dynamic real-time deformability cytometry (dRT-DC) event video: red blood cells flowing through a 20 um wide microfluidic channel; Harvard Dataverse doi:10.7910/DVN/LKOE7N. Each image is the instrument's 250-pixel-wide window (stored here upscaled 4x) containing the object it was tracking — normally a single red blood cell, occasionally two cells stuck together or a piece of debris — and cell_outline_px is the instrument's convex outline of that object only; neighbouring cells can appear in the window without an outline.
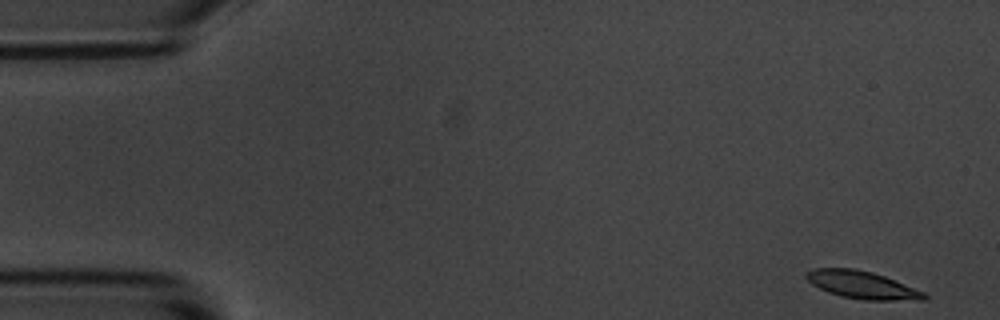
{"species": "common noctule bat (a hibernating species)", "species_latin": "Nyctalus noctula", "temperature_condition": "room temperature", "stored_images_in_passage": 8, "camera_frame_rate_fps": 3000, "um_per_image_px": 0.085, "animal": {"sex": "male", "body_mass_g": 20.1, "forearm_length_mm": 53.5}, "frame": {"image": 1, "passage_image": 1, "time_ms": 0.0, "image_size_px": [1000, 320], "cell_outline_px": [[928, 300], [864, 300], [840, 296], [828, 292], [812, 284], [804, 276], [804, 272], [812, 268], [856, 268], [872, 272], [884, 276], [924, 292], [928, 296]], "centroid_in_image_um": [73.25, 24.21], "position_along_channel_um": 11.7, "area_um2": 19.02}}
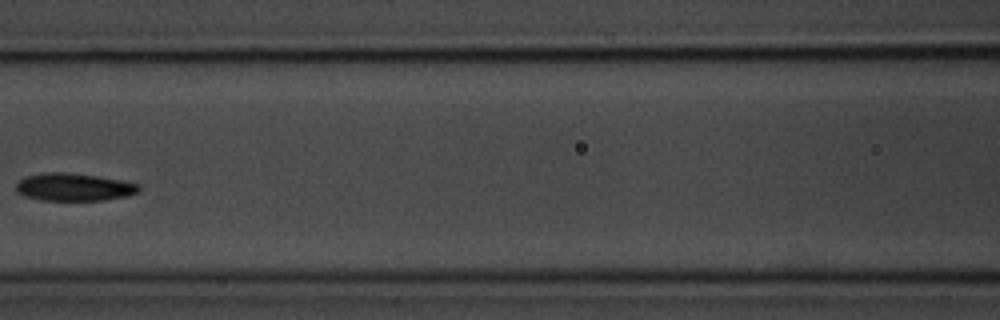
{"frame": {"image": 2, "passage_image": 7, "time_ms": 7.333, "image_size_px": [1000, 320], "cell_outline_px": [[140, 192], [128, 196], [104, 200], [40, 200], [24, 196], [16, 192], [16, 180], [24, 176], [44, 172], [64, 172], [96, 176], [120, 180], [140, 184]], "centroid_in_image_um": [6.25, 15.9], "position_along_channel_um": 160.4, "area_um2": 20.06}}
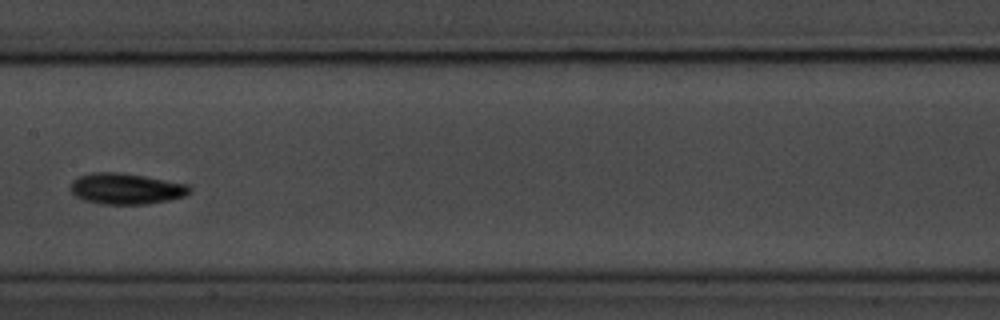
{"frame": {"image": 3, "passage_image": 8, "time_ms": 8.333, "image_size_px": [1000, 320], "cell_outline_px": [[192, 192], [184, 196], [168, 200], [144, 204], [100, 204], [84, 200], [76, 196], [68, 188], [72, 180], [80, 176], [92, 172], [116, 172], [144, 176], [188, 184], [192, 188]], "centroid_in_image_um": [10.7, 16.04], "position_along_channel_um": 196.7, "area_um2": 21.56}}